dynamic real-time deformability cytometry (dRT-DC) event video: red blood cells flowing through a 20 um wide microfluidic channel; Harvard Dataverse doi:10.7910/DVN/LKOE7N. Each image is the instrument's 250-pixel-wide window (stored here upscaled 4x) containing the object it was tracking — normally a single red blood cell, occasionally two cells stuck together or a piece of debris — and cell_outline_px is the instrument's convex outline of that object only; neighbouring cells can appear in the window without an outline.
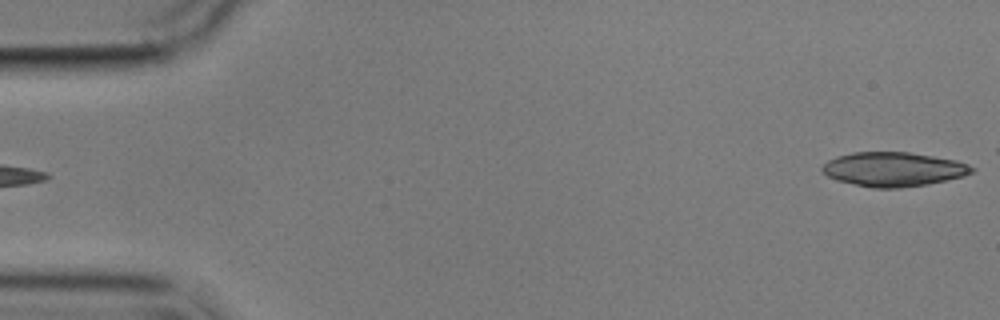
{"species": "common noctule bat (a hibernating species)", "species_latin": "Nyctalus noctula", "temperature_condition": "cold", "stored_images_in_passage": 4, "camera_frame_rate_fps": 3000, "um_per_image_px": 0.085, "animal": {"sex": "male", "body_mass_g": 17.9}, "frame": {"image": 1, "passage_image": 4, "time_ms": 3.667, "image_size_px": [1000, 320], "cell_outline_px": [[976, 168], [972, 172], [964, 176], [928, 184], [900, 188], [872, 188], [836, 180], [828, 176], [820, 168], [828, 160], [836, 156], [852, 152], [908, 152], [956, 160], [968, 164]], "centroid_in_image_um": [75.94, 14.39], "position_along_channel_um": 9.1, "area_um2": 29.88}}